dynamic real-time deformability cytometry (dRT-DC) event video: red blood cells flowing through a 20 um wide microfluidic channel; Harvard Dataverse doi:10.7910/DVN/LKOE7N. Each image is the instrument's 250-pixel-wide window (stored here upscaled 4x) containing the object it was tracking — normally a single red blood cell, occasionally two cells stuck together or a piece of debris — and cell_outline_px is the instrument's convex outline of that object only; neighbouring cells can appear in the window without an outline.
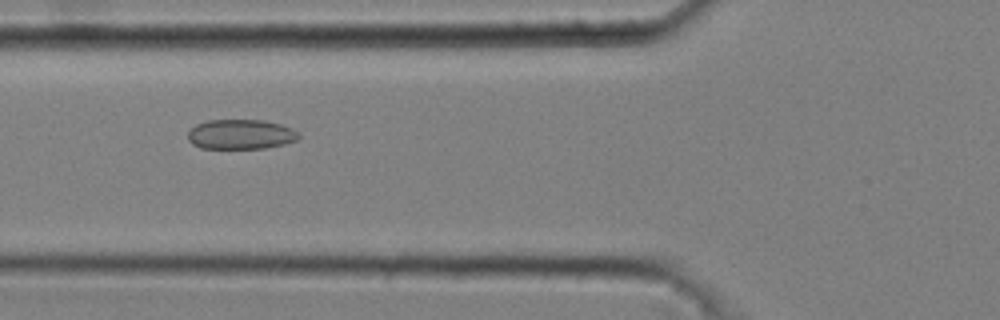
{"species": "common noctule bat (a hibernating species)", "species_latin": "Nyctalus noctula", "temperature_condition": "cold", "stored_images_in_passage": 35, "camera_frame_rate_fps": 3000, "um_per_image_px": 0.085, "animal": {"sex": "male", "body_mass_g": 20.4}, "frame": {"image": 1, "passage_image": 8, "time_ms": 2.333, "image_size_px": [1000, 320], "cell_outline_px": [[300, 136], [296, 140], [284, 144], [264, 148], [200, 148], [192, 144], [188, 140], [188, 132], [196, 124], [208, 120], [264, 120], [280, 124], [292, 128], [300, 132]], "centroid_in_image_um": [20.47, 11.41], "position_along_channel_um": 105.3, "area_um2": 19.31}}
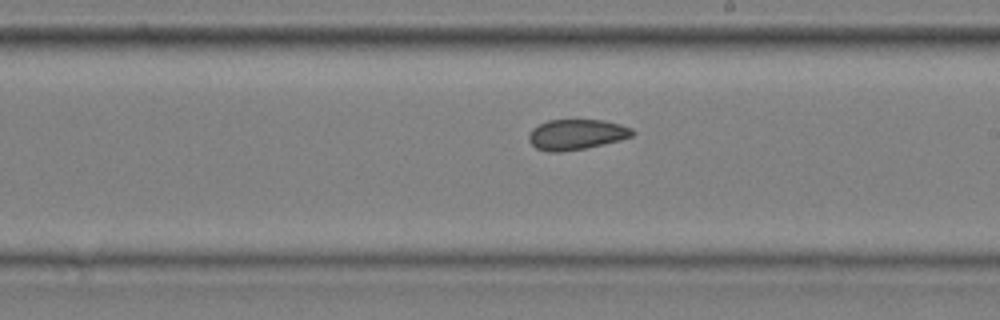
{"frame": {"image": 2, "passage_image": 19, "time_ms": 6.0, "image_size_px": [1000, 320], "cell_outline_px": [[636, 132], [632, 136], [620, 140], [584, 148], [560, 152], [548, 152], [536, 148], [528, 140], [528, 132], [532, 128], [548, 120], [604, 120], [620, 124], [632, 128]], "centroid_in_image_um": [48.98, 11.42], "position_along_channel_um": 240.0, "area_um2": 18.38}}
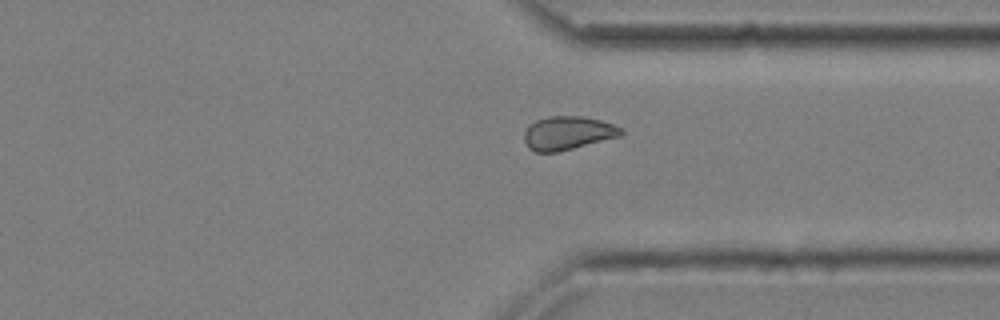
{"frame": {"image": 3, "passage_image": 29, "time_ms": 9.333, "image_size_px": [1000, 320], "cell_outline_px": [[624, 132], [620, 136], [556, 152], [536, 152], [528, 148], [524, 140], [524, 132], [536, 120], [548, 116], [584, 116], [600, 120], [612, 124], [620, 128]], "centroid_in_image_um": [48.24, 11.3], "position_along_channel_um": 363.2, "area_um2": 18.67}, "authors_computed_cell_mechanics": {"area_um2": 18.9006, "velocity_mm_per_s": 3.6754, "shape_relaxation_time_tau1_ms": null, "shape_relaxation_time_tau2_ms": 4.3873, "deformation_change_tau1": null, "deformation_change_tau2": 0.0839}}